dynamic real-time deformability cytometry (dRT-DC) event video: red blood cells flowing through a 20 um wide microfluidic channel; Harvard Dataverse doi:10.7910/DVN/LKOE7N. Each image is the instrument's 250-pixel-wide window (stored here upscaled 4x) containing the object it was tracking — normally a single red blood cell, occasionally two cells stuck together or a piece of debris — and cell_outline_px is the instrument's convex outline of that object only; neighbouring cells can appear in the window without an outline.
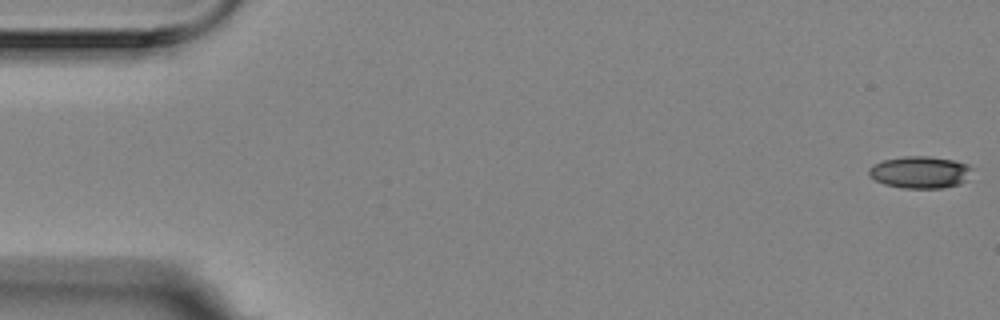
{"species": "Egyptian fruit bat (a non-hibernating species)", "species_latin": "Rousettus aegyptiacus", "temperature_condition": "room temperature", "stored_images_in_passage": 13, "camera_frame_rate_fps": 3000, "um_per_image_px": 0.085, "animal": {"sex": "female"}, "frame": {"image": 1, "passage_image": 1, "time_ms": 0.0, "image_size_px": [1000, 320], "cell_outline_px": [[972, 168], [964, 180], [960, 184], [944, 188], [904, 188], [884, 184], [868, 176], [868, 168], [872, 164], [884, 160], [904, 156], [928, 156], [952, 160], [968, 164]], "centroid_in_image_um": [78.15, 14.64], "position_along_channel_um": 6.8, "area_um2": 19.19}}